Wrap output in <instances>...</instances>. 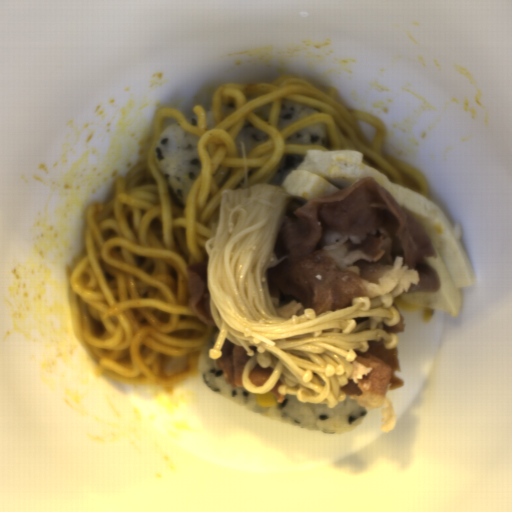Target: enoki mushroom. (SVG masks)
<instances>
[{
    "mask_svg": "<svg viewBox=\"0 0 512 512\" xmlns=\"http://www.w3.org/2000/svg\"><path fill=\"white\" fill-rule=\"evenodd\" d=\"M244 183L222 190L220 204L205 242L207 289L213 323L220 330L208 356H223L225 339L243 346L250 357L242 369V384L252 394L269 393L278 380L281 396L294 395L305 404H326L334 409L345 401L340 390L348 383L357 352H366L368 342L397 347L400 337L384 331L400 323L393 306L394 295L374 299L354 297L351 307L317 315L311 308L303 314L282 317L270 298L267 269L289 255L275 253L285 217L295 199L280 186L256 182L250 186L248 160L243 141ZM272 367L271 378L260 388L247 378L252 368Z\"/></svg>",
    "mask_w": 512,
    "mask_h": 512,
    "instance_id": "enoki-mushroom-1",
    "label": "enoki mushroom"
},
{
    "mask_svg": "<svg viewBox=\"0 0 512 512\" xmlns=\"http://www.w3.org/2000/svg\"><path fill=\"white\" fill-rule=\"evenodd\" d=\"M381 416H382V424H381L382 432H388L390 430H393L396 427L397 420H398L397 408L393 404V402L390 401L389 399H387L386 397L383 402Z\"/></svg>",
    "mask_w": 512,
    "mask_h": 512,
    "instance_id": "enoki-mushroom-2",
    "label": "enoki mushroom"
}]
</instances>
